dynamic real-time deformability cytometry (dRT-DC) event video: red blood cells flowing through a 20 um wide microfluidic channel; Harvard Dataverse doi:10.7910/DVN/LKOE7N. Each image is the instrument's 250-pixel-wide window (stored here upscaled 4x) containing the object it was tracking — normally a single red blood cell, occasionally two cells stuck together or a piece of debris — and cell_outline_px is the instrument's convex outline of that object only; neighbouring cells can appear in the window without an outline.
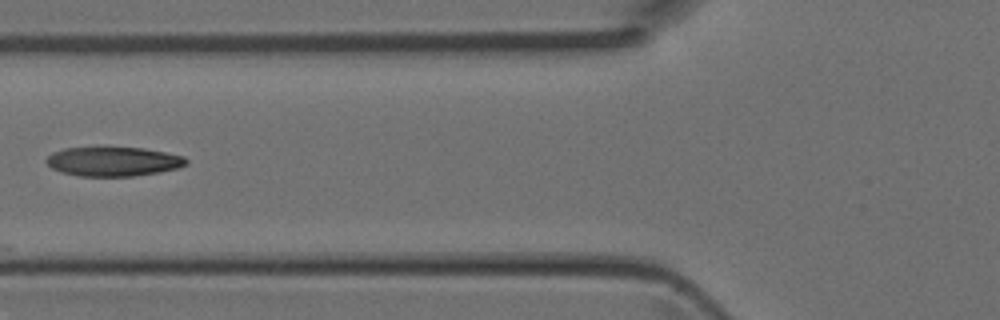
{"species": "Egyptian fruit bat (a non-hibernating species)", "species_latin": "Rousettus aegyptiacus", "temperature_condition": "room temperature", "stored_images_in_passage": 4, "camera_frame_rate_fps": 3000, "um_per_image_px": 0.085, "animal": {"sex": "female"}, "frame": {"image": 1, "passage_image": 4, "time_ms": 1.0, "image_size_px": [1000, 320], "cell_outline_px": [[188, 164], [176, 168], [160, 172], [132, 176], [80, 176], [60, 172], [52, 168], [44, 160], [52, 152], [64, 148], [104, 144], [144, 148], [184, 156], [188, 160]], "centroid_in_image_um": [9.58, 13.67], "position_along_channel_um": 116.2, "area_um2": 24.91}}